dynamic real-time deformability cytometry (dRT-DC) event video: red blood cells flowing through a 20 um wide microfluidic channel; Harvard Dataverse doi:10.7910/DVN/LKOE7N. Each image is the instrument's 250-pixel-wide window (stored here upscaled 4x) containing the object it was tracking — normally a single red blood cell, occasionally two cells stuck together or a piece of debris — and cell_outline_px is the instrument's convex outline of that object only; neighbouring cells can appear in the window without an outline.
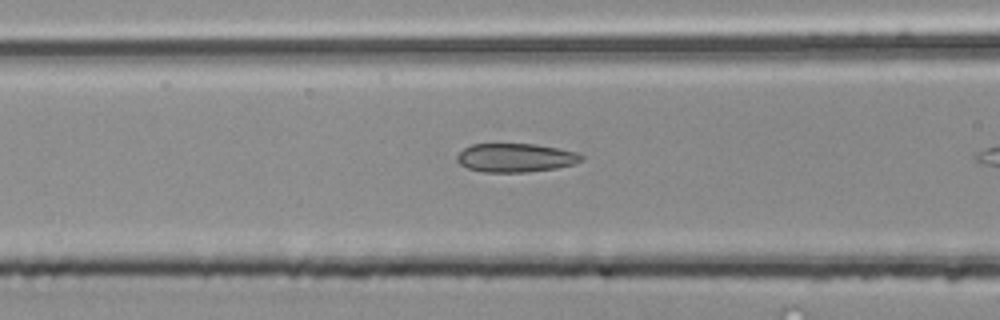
{"species": "common noctule bat (a hibernating species)", "species_latin": "Nyctalus noctula", "temperature_condition": "room temperature", "stored_images_in_passage": 6, "camera_frame_rate_fps": 3000, "um_per_image_px": 0.085, "animal": {"sex": "male", "body_mass_g": 20.4}, "frame": {"image": 1, "passage_image": 5, "time_ms": 1.333, "image_size_px": [1000, 320], "cell_outline_px": [[584, 160], [572, 164], [556, 168], [528, 172], [484, 172], [468, 168], [460, 164], [456, 160], [456, 156], [464, 148], [472, 144], [536, 144], [560, 148], [576, 152], [584, 156]], "centroid_in_image_um": [43.83, 13.4], "position_along_channel_um": 122.8, "area_um2": 20.87}}